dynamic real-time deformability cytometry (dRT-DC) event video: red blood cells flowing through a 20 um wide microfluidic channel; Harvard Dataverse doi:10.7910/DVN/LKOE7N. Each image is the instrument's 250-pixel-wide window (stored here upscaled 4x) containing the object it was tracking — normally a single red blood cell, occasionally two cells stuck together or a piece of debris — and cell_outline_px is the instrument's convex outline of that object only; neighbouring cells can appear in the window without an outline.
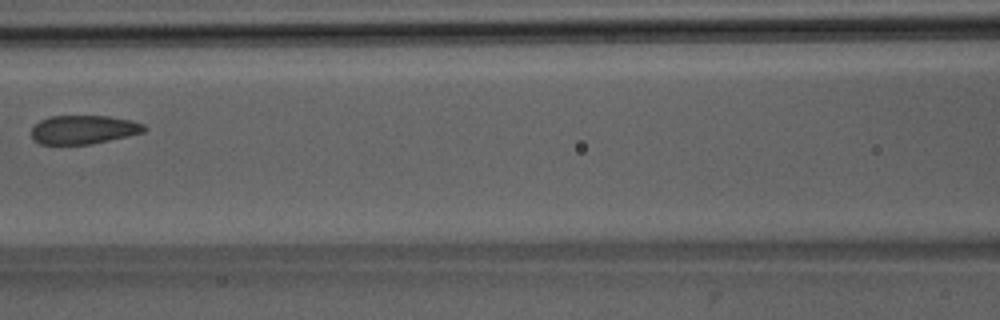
{"species": "Egyptian fruit bat (a non-hibernating species)", "species_latin": "Rousettus aegyptiacus", "temperature_condition": "room temperature", "stored_images_in_passage": 6, "camera_frame_rate_fps": 3000, "um_per_image_px": 0.085, "animal": {"sex": "male"}, "frame": {"image": 1, "passage_image": 5, "time_ms": 4.667, "image_size_px": [1000, 320], "cell_outline_px": [[148, 128], [144, 132], [128, 136], [88, 144], [40, 144], [32, 136], [32, 128], [40, 120], [52, 116], [108, 116], [132, 120], [144, 124]], "centroid_in_image_um": [7.14, 11.01], "position_along_channel_um": 159.5, "area_um2": 18.73}}